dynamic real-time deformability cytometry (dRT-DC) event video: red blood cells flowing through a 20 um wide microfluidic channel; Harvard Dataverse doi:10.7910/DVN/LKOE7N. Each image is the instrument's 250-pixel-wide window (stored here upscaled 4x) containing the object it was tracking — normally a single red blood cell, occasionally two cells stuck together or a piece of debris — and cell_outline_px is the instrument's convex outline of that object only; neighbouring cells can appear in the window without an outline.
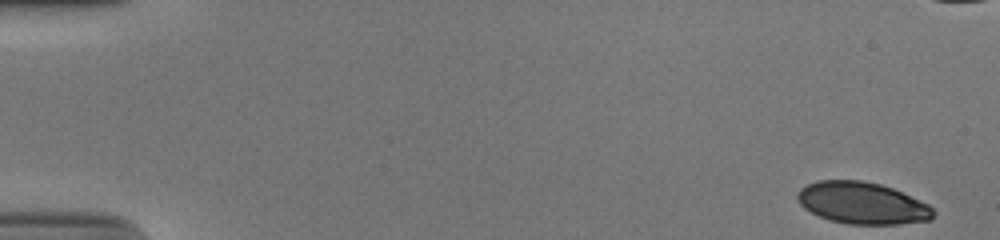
{"species": "human", "species_latin": "Homo sapiens", "temperature_condition": "cold", "stored_images_in_passage": 52, "camera_frame_rate_fps": 3000, "um_per_image_px": 0.085, "donor": {"sex": "male"}, "frame": {"image": 1, "passage_image": 1, "time_ms": 0.0, "image_size_px": [1000, 240], "cell_outline_px": [[936, 212], [932, 220], [900, 224], [848, 224], [828, 220], [804, 208], [796, 200], [796, 192], [800, 188], [816, 180], [860, 180], [880, 184], [892, 188], [928, 204]], "centroid_in_image_um": [73.27, 17.26], "position_along_channel_um": 11.7, "area_um2": 33.29}}
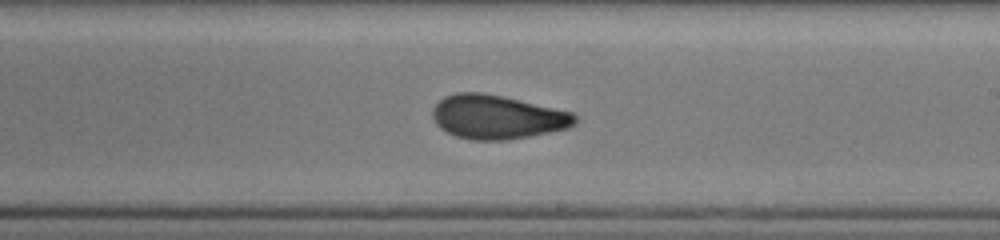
{"frame": {"image": 2, "passage_image": 31, "time_ms": 10.0, "image_size_px": [1000, 240], "cell_outline_px": [[580, 120], [576, 124], [568, 128], [528, 136], [504, 140], [472, 140], [456, 136], [440, 128], [436, 124], [432, 116], [432, 108], [444, 96], [456, 92], [480, 92], [500, 96], [572, 112]], "centroid_in_image_um": [42.24, 9.95], "position_along_channel_um": 246.8, "area_um2": 36.24}}
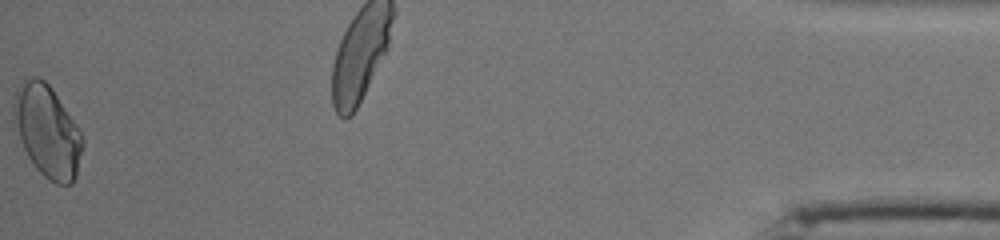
{"frame": {"image": 3, "passage_image": 52, "time_ms": 17.0, "image_size_px": [1000, 240], "cell_outline_px": [[84, 144], [76, 176], [72, 184], [56, 184], [48, 180], [36, 168], [28, 156], [20, 140], [12, 116], [12, 100], [16, 88], [24, 80], [32, 76], [36, 76], [44, 80], [52, 88], [80, 128], [84, 140]], "centroid_in_image_um": [4.02, 11.13], "position_along_channel_um": 431.2, "area_um2": 37.28}, "authors_computed_cell_mechanics": {"area_um2": 35.0268, "velocity_mm_per_s": 3.9073, "shape_relaxation_time_tau1_ms": 6.5278, "shape_relaxation_time_tau2_ms": 1.6772, "deformation_change_tau1": 0.187, "deformation_change_tau2": 0.0662}}